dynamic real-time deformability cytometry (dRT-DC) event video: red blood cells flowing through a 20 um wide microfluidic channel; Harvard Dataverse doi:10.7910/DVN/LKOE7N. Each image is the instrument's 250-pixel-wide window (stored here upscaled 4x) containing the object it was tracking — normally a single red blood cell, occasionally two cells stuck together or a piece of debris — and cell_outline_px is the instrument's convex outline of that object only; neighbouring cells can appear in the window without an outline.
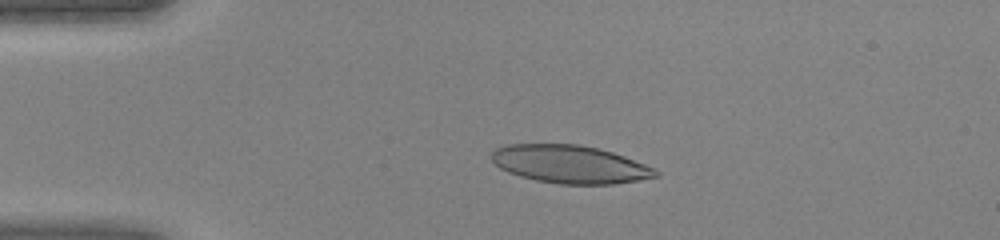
{"species": "human", "species_latin": "Homo sapiens", "temperature_condition": "warm", "stored_images_in_passage": 45, "camera_frame_rate_fps": 3000, "um_per_image_px": 0.085, "donor": {"sex": "female"}, "frame": {"image": 1, "passage_image": 10, "time_ms": 3.0, "image_size_px": [1000, 240], "cell_outline_px": [[660, 176], [612, 184], [560, 184], [536, 180], [520, 176], [508, 172], [500, 168], [492, 160], [492, 152], [496, 148], [508, 144], [580, 144], [612, 152], [624, 156], [656, 168], [660, 172]], "centroid_in_image_um": [48.46, 13.96], "position_along_channel_um": 36.5, "area_um2": 36.24}}
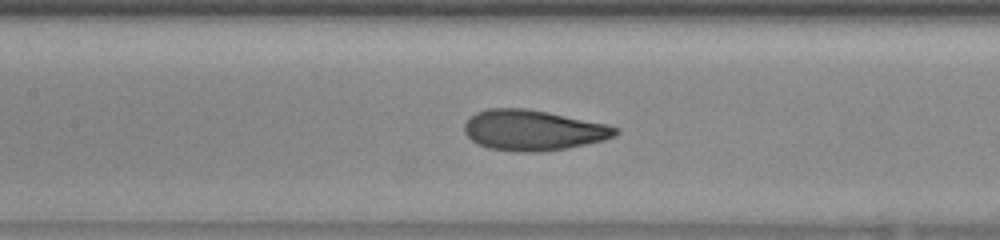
{"frame": {"image": 2, "passage_image": 21, "time_ms": 6.667, "image_size_px": [1000, 240], "cell_outline_px": [[620, 132], [616, 136], [604, 140], [568, 148], [540, 152], [520, 152], [488, 148], [472, 140], [464, 132], [464, 124], [476, 112], [488, 108], [528, 108], [608, 124], [620, 128]], "centroid_in_image_um": [45.36, 11.07], "position_along_channel_um": 162.0, "area_um2": 35.84}}
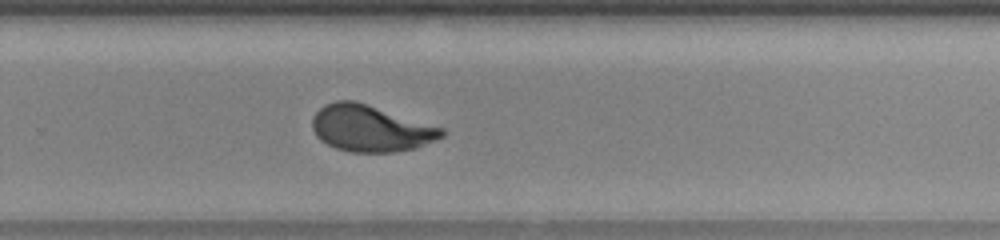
{"frame": {"image": 3, "passage_image": 30, "time_ms": 9.667, "image_size_px": [1000, 240], "cell_outline_px": [[444, 136], [436, 140], [416, 148], [392, 152], [352, 152], [336, 148], [320, 140], [316, 136], [312, 128], [312, 116], [324, 104], [336, 100], [356, 100], [444, 128]], "centroid_in_image_um": [31.49, 10.9], "position_along_channel_um": 298.3, "area_um2": 35.2}}